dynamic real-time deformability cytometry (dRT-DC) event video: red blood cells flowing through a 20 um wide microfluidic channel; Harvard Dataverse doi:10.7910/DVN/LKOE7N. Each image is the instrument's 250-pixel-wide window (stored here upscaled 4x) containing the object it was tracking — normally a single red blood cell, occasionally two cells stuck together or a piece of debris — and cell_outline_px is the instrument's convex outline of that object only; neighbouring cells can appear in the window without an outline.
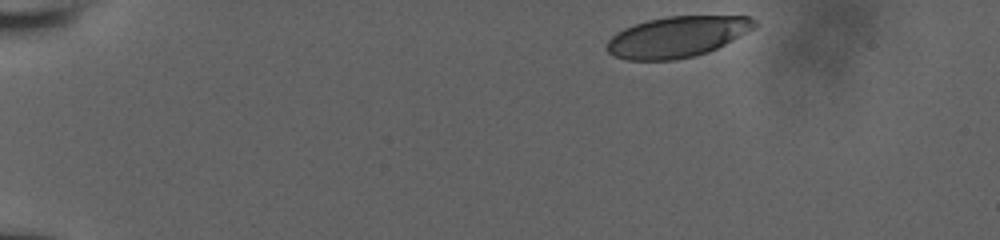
{"species": "human", "species_latin": "Homo sapiens", "temperature_condition": "room temperature", "stored_images_in_passage": 6, "camera_frame_rate_fps": 3000, "um_per_image_px": 0.085, "donor": {"sex": "male"}, "frame": {"image": 1, "passage_image": 1, "time_ms": 0.0, "image_size_px": [1000, 240], "cell_outline_px": [[756, 28], [708, 52], [696, 56], [676, 60], [628, 60], [612, 56], [604, 48], [608, 40], [616, 32], [624, 28], [648, 20], [668, 16], [748, 16], [756, 20]], "centroid_in_image_um": [57.53, 3.14], "position_along_channel_um": 27.5, "area_um2": 35.32}}
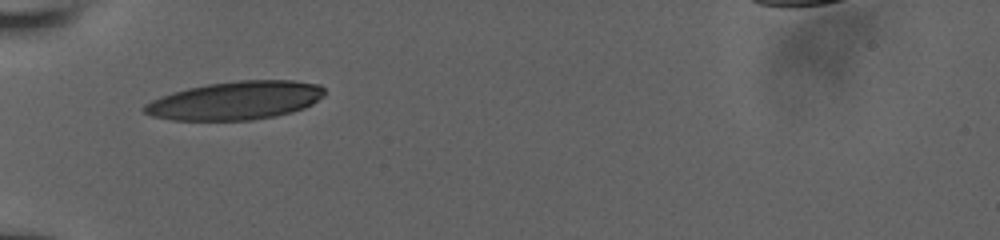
{"frame": {"image": 2, "passage_image": 5, "time_ms": 3.667, "image_size_px": [1000, 240], "cell_outline_px": [[324, 96], [312, 104], [304, 108], [292, 112], [276, 116], [252, 120], [172, 120], [152, 116], [144, 112], [140, 108], [144, 104], [160, 96], [172, 92], [188, 88], [208, 84], [240, 80], [292, 80], [320, 84], [324, 88]], "centroid_in_image_um": [20.02, 8.54], "position_along_channel_um": 65.0, "area_um2": 40.46}}
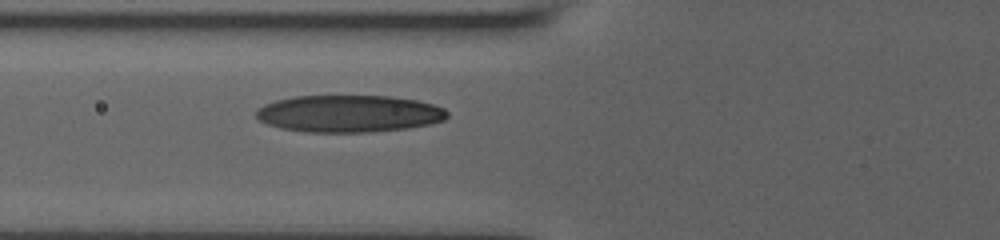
{"frame": {"image": 3, "passage_image": 6, "time_ms": 4.667, "image_size_px": [1000, 240], "cell_outline_px": [[448, 116], [444, 120], [428, 124], [408, 128], [364, 132], [308, 132], [280, 128], [268, 124], [260, 120], [256, 116], [256, 108], [264, 104], [276, 100], [292, 96], [388, 96], [416, 100], [432, 104], [444, 108], [448, 112]], "centroid_in_image_um": [29.64, 9.65], "position_along_channel_um": 96.2, "area_um2": 41.27}}